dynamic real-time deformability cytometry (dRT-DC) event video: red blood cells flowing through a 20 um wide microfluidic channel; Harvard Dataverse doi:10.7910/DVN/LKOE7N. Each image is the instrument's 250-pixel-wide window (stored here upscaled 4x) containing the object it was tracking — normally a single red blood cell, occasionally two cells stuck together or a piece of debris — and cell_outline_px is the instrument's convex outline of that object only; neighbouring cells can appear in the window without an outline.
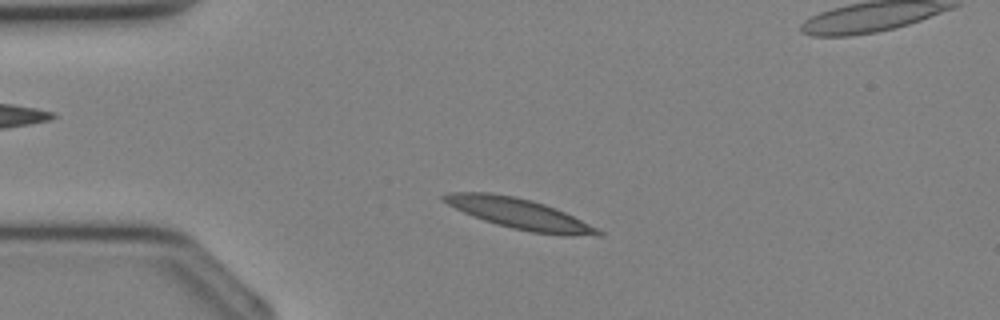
{"species": "Egyptian fruit bat (a non-hibernating species)", "species_latin": "Rousettus aegyptiacus", "temperature_condition": "cold", "stored_images_in_passage": 32, "segment_of_instrument_passage": [1, 2], "camera_frame_rate_fps": 3000, "um_per_image_px": 0.085, "animal": {"sex": "female"}, "frame": {"image": 1, "passage_image": 4, "time_ms": 1.0, "image_size_px": [1000, 320], "cell_outline_px": [[604, 236], [564, 236], [532, 232], [512, 228], [496, 224], [472, 216], [440, 200], [440, 196], [448, 192], [488, 192], [512, 196], [532, 200], [556, 208], [604, 232]], "centroid_in_image_um": [44.14, 18.17], "position_along_channel_um": 40.9, "area_um2": 27.28}}
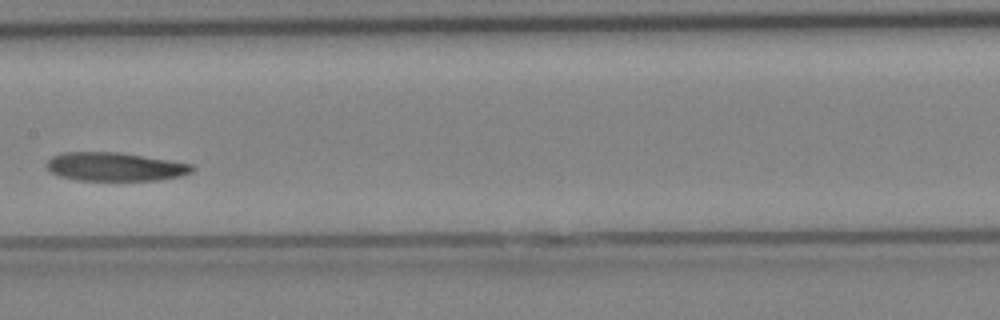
{"frame": {"image": 2, "passage_image": 14, "time_ms": 4.333, "image_size_px": [1000, 320], "cell_outline_px": [[196, 168], [192, 172], [180, 176], [156, 180], [76, 180], [60, 176], [52, 172], [48, 168], [48, 160], [52, 156], [60, 152], [116, 152], [192, 164]], "centroid_in_image_um": [9.76, 14.17], "position_along_channel_um": 197.6, "area_um2": 23.93}}
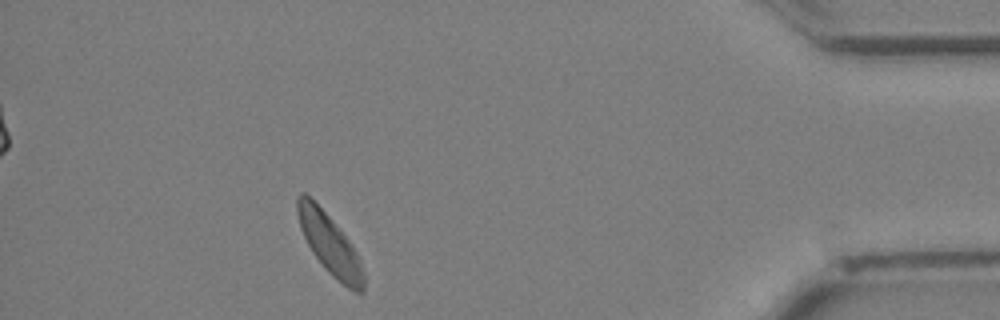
{"frame": {"image": 3, "passage_image": 28, "time_ms": 9.0, "image_size_px": [1000, 320], "cell_outline_px": [[364, 292], [356, 292], [348, 288], [332, 276], [324, 268], [312, 252], [300, 228], [296, 212], [296, 196], [300, 192], [304, 192], [328, 216], [352, 244], [356, 252], [364, 272]], "centroid_in_image_um": [28.01, 20.77], "position_along_channel_um": 407.2, "area_um2": 22.95}}